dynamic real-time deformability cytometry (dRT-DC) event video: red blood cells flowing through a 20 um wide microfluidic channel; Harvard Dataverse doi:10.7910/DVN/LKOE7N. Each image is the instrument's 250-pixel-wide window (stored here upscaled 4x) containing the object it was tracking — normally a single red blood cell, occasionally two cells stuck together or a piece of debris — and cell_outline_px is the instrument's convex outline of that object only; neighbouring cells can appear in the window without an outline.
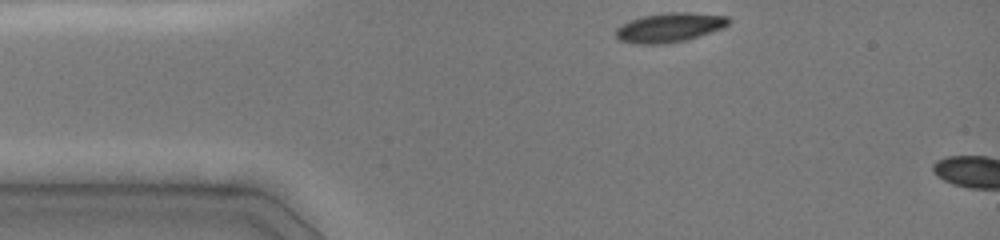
{"species": "common noctule bat (a hibernating species)", "species_latin": "Nyctalus noctula", "temperature_condition": "cold", "stored_images_in_passage": 2, "camera_frame_rate_fps": 3000, "um_per_image_px": 0.085, "animal": {"sex": "female", "body_mass_g": 19.0, "forearm_length_mm": 51.5}, "frame": {"image": 1, "passage_image": 1, "time_ms": 0.0, "image_size_px": [1000, 240], "cell_outline_px": [[732, 20], [724, 28], [684, 40], [668, 44], [636, 44], [620, 40], [616, 36], [616, 28], [632, 20], [644, 16], [664, 12], [688, 12], [728, 16]], "centroid_in_image_um": [56.94, 2.33], "position_along_channel_um": 28.1, "area_um2": 19.19}}